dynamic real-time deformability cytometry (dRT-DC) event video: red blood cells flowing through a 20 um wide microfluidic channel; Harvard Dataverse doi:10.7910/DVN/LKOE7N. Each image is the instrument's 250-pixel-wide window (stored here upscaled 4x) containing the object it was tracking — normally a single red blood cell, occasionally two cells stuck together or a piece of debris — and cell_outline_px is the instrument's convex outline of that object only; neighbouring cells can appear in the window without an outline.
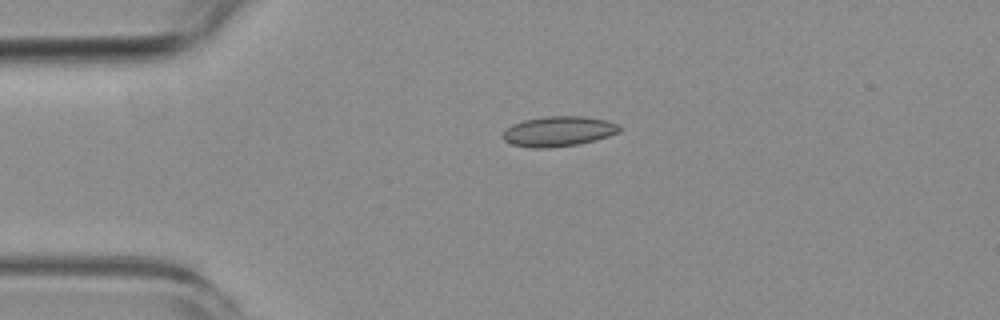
{"species": "common noctule bat (a hibernating species)", "species_latin": "Nyctalus noctula", "temperature_condition": "room temperature", "stored_images_in_passage": 4, "camera_frame_rate_fps": 3000, "um_per_image_px": 0.085, "animal": {"sex": "female", "body_mass_g": 19.3, "forearm_length_mm": 54.1}, "frame": {"image": 1, "passage_image": 3, "time_ms": 3.333, "image_size_px": [1000, 320], "cell_outline_px": [[620, 132], [596, 140], [580, 144], [548, 148], [528, 148], [512, 144], [504, 140], [500, 136], [512, 124], [524, 120], [548, 116], [584, 116], [608, 120], [620, 124]], "centroid_in_image_um": [47.49, 11.17], "position_along_channel_um": 37.5, "area_um2": 20.69}}